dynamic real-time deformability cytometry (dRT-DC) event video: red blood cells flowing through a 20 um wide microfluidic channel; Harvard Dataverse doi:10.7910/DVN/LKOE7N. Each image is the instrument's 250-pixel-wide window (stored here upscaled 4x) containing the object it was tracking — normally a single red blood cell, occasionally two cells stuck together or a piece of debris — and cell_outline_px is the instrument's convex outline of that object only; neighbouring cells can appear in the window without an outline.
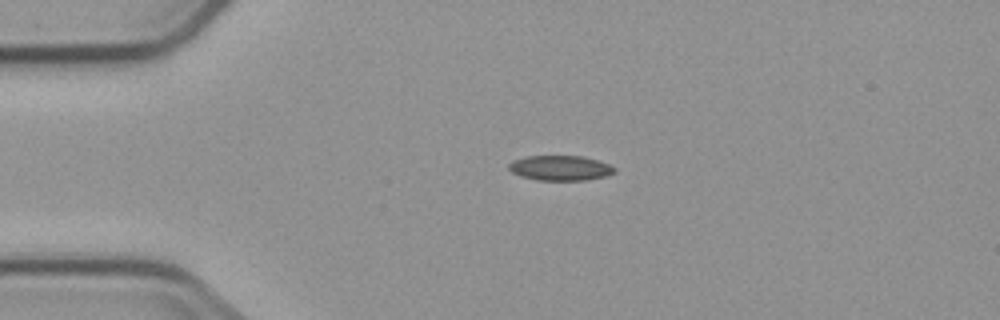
{"species": "common noctule bat (a hibernating species)", "species_latin": "Nyctalus noctula", "temperature_condition": "cold", "stored_images_in_passage": 3, "camera_frame_rate_fps": 3000, "um_per_image_px": 0.085, "animal": {"sex": "male", "body_mass_g": 23.1, "forearm_length_mm": 52.7}, "frame": {"image": 1, "passage_image": 3, "time_ms": 2.333, "image_size_px": [1000, 320], "cell_outline_px": [[616, 172], [604, 176], [584, 180], [536, 180], [520, 176], [512, 172], [508, 168], [508, 164], [512, 160], [528, 156], [580, 156], [596, 160], [608, 164], [616, 168]], "centroid_in_image_um": [47.59, 14.28], "position_along_channel_um": 37.4, "area_um2": 15.32}}